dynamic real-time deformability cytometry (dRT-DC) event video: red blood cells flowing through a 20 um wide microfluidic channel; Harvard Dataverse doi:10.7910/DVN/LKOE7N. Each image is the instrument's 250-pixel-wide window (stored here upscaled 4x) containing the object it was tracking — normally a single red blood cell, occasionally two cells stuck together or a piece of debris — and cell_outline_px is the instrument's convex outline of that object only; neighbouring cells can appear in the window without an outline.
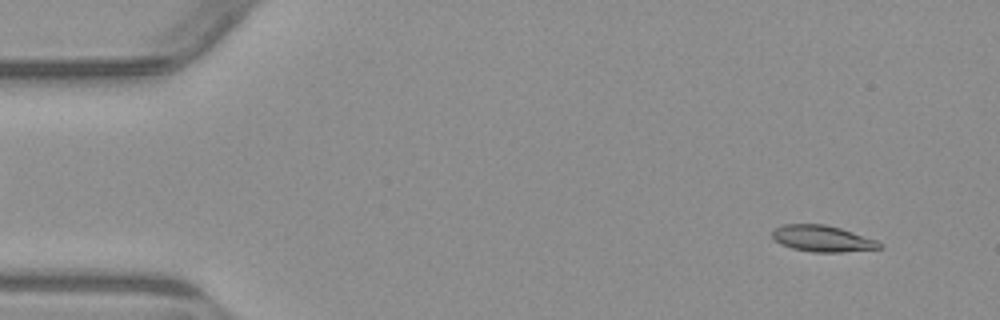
{"species": "common noctule bat (a hibernating species)", "species_latin": "Nyctalus noctula", "temperature_condition": "warm", "stored_images_in_passage": 3, "camera_frame_rate_fps": 3000, "um_per_image_px": 0.085, "animal": {"sex": "male", "body_mass_g": 23.1, "forearm_length_mm": 52.7}, "frame": {"image": 1, "passage_image": 1, "time_ms": 0.0, "image_size_px": [1000, 320], "cell_outline_px": [[880, 248], [840, 252], [812, 252], [792, 248], [780, 244], [772, 236], [772, 232], [776, 228], [784, 224], [824, 224], [840, 228], [876, 240], [880, 244]], "centroid_in_image_um": [69.86, 20.28], "position_along_channel_um": 15.1, "area_um2": 16.13}}